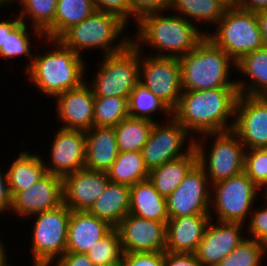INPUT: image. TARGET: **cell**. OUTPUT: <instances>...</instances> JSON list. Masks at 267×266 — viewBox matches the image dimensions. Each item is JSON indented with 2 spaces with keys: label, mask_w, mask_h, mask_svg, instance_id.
I'll list each match as a JSON object with an SVG mask.
<instances>
[{
  "label": "cell",
  "mask_w": 267,
  "mask_h": 266,
  "mask_svg": "<svg viewBox=\"0 0 267 266\" xmlns=\"http://www.w3.org/2000/svg\"><path fill=\"white\" fill-rule=\"evenodd\" d=\"M197 163V152L193 148L187 155L151 169L148 179L160 195L167 198Z\"/></svg>",
  "instance_id": "27"
},
{
  "label": "cell",
  "mask_w": 267,
  "mask_h": 266,
  "mask_svg": "<svg viewBox=\"0 0 267 266\" xmlns=\"http://www.w3.org/2000/svg\"><path fill=\"white\" fill-rule=\"evenodd\" d=\"M19 0H0V7H2V5L5 7V5L8 6V4H12L13 2H17Z\"/></svg>",
  "instance_id": "52"
},
{
  "label": "cell",
  "mask_w": 267,
  "mask_h": 266,
  "mask_svg": "<svg viewBox=\"0 0 267 266\" xmlns=\"http://www.w3.org/2000/svg\"><path fill=\"white\" fill-rule=\"evenodd\" d=\"M228 7L238 6L242 0H222Z\"/></svg>",
  "instance_id": "51"
},
{
  "label": "cell",
  "mask_w": 267,
  "mask_h": 266,
  "mask_svg": "<svg viewBox=\"0 0 267 266\" xmlns=\"http://www.w3.org/2000/svg\"><path fill=\"white\" fill-rule=\"evenodd\" d=\"M98 266H123V262H111V263H105L103 265Z\"/></svg>",
  "instance_id": "53"
},
{
  "label": "cell",
  "mask_w": 267,
  "mask_h": 266,
  "mask_svg": "<svg viewBox=\"0 0 267 266\" xmlns=\"http://www.w3.org/2000/svg\"><path fill=\"white\" fill-rule=\"evenodd\" d=\"M227 7L222 0H170L169 11L175 10L177 15L189 17L186 18L188 21L197 19L214 25L222 18Z\"/></svg>",
  "instance_id": "31"
},
{
  "label": "cell",
  "mask_w": 267,
  "mask_h": 266,
  "mask_svg": "<svg viewBox=\"0 0 267 266\" xmlns=\"http://www.w3.org/2000/svg\"><path fill=\"white\" fill-rule=\"evenodd\" d=\"M262 149L265 151L266 156H267V146L262 147Z\"/></svg>",
  "instance_id": "55"
},
{
  "label": "cell",
  "mask_w": 267,
  "mask_h": 266,
  "mask_svg": "<svg viewBox=\"0 0 267 266\" xmlns=\"http://www.w3.org/2000/svg\"><path fill=\"white\" fill-rule=\"evenodd\" d=\"M107 173L86 168L63 177V204L71 211H88L106 189Z\"/></svg>",
  "instance_id": "19"
},
{
  "label": "cell",
  "mask_w": 267,
  "mask_h": 266,
  "mask_svg": "<svg viewBox=\"0 0 267 266\" xmlns=\"http://www.w3.org/2000/svg\"><path fill=\"white\" fill-rule=\"evenodd\" d=\"M165 119L167 120L163 124L154 122L149 139L141 151L144 164L149 171L187 155L194 148V137L191 133L173 117ZM186 141L189 142L188 148L184 150L182 148Z\"/></svg>",
  "instance_id": "11"
},
{
  "label": "cell",
  "mask_w": 267,
  "mask_h": 266,
  "mask_svg": "<svg viewBox=\"0 0 267 266\" xmlns=\"http://www.w3.org/2000/svg\"><path fill=\"white\" fill-rule=\"evenodd\" d=\"M55 98L57 100L55 113L63 123L61 128L86 131L93 127L95 96L87 81L80 87L67 90Z\"/></svg>",
  "instance_id": "20"
},
{
  "label": "cell",
  "mask_w": 267,
  "mask_h": 266,
  "mask_svg": "<svg viewBox=\"0 0 267 266\" xmlns=\"http://www.w3.org/2000/svg\"><path fill=\"white\" fill-rule=\"evenodd\" d=\"M85 168L107 173L119 154L114 127L93 126L85 131Z\"/></svg>",
  "instance_id": "23"
},
{
  "label": "cell",
  "mask_w": 267,
  "mask_h": 266,
  "mask_svg": "<svg viewBox=\"0 0 267 266\" xmlns=\"http://www.w3.org/2000/svg\"><path fill=\"white\" fill-rule=\"evenodd\" d=\"M182 91L237 87L230 80L236 62L205 37L192 51L179 58Z\"/></svg>",
  "instance_id": "4"
},
{
  "label": "cell",
  "mask_w": 267,
  "mask_h": 266,
  "mask_svg": "<svg viewBox=\"0 0 267 266\" xmlns=\"http://www.w3.org/2000/svg\"><path fill=\"white\" fill-rule=\"evenodd\" d=\"M50 148V166L44 162L47 173L64 177L85 168V131L59 128Z\"/></svg>",
  "instance_id": "17"
},
{
  "label": "cell",
  "mask_w": 267,
  "mask_h": 266,
  "mask_svg": "<svg viewBox=\"0 0 267 266\" xmlns=\"http://www.w3.org/2000/svg\"><path fill=\"white\" fill-rule=\"evenodd\" d=\"M70 215L71 210L62 204L30 216L35 218L31 236L33 266H51L66 252Z\"/></svg>",
  "instance_id": "9"
},
{
  "label": "cell",
  "mask_w": 267,
  "mask_h": 266,
  "mask_svg": "<svg viewBox=\"0 0 267 266\" xmlns=\"http://www.w3.org/2000/svg\"><path fill=\"white\" fill-rule=\"evenodd\" d=\"M115 228L124 253L166 251V222L127 214Z\"/></svg>",
  "instance_id": "15"
},
{
  "label": "cell",
  "mask_w": 267,
  "mask_h": 266,
  "mask_svg": "<svg viewBox=\"0 0 267 266\" xmlns=\"http://www.w3.org/2000/svg\"><path fill=\"white\" fill-rule=\"evenodd\" d=\"M205 137L215 138L209 152L203 145ZM199 138L201 140L194 139L198 164L204 169L211 185L243 173L245 147L232 130L205 133Z\"/></svg>",
  "instance_id": "8"
},
{
  "label": "cell",
  "mask_w": 267,
  "mask_h": 266,
  "mask_svg": "<svg viewBox=\"0 0 267 266\" xmlns=\"http://www.w3.org/2000/svg\"><path fill=\"white\" fill-rule=\"evenodd\" d=\"M54 46L48 52L33 56L31 66L25 71L28 79L46 97H56L67 90L80 87L84 82L85 62L83 57L64 47L57 39H46ZM52 43V44H51Z\"/></svg>",
  "instance_id": "3"
},
{
  "label": "cell",
  "mask_w": 267,
  "mask_h": 266,
  "mask_svg": "<svg viewBox=\"0 0 267 266\" xmlns=\"http://www.w3.org/2000/svg\"><path fill=\"white\" fill-rule=\"evenodd\" d=\"M63 204V178L47 173L27 190L12 198L11 209L21 217H30Z\"/></svg>",
  "instance_id": "18"
},
{
  "label": "cell",
  "mask_w": 267,
  "mask_h": 266,
  "mask_svg": "<svg viewBox=\"0 0 267 266\" xmlns=\"http://www.w3.org/2000/svg\"><path fill=\"white\" fill-rule=\"evenodd\" d=\"M131 8V17L135 22L139 21L143 16L166 12L170 8V0H129Z\"/></svg>",
  "instance_id": "41"
},
{
  "label": "cell",
  "mask_w": 267,
  "mask_h": 266,
  "mask_svg": "<svg viewBox=\"0 0 267 266\" xmlns=\"http://www.w3.org/2000/svg\"><path fill=\"white\" fill-rule=\"evenodd\" d=\"M232 131L245 150L267 146V96L239 94Z\"/></svg>",
  "instance_id": "14"
},
{
  "label": "cell",
  "mask_w": 267,
  "mask_h": 266,
  "mask_svg": "<svg viewBox=\"0 0 267 266\" xmlns=\"http://www.w3.org/2000/svg\"><path fill=\"white\" fill-rule=\"evenodd\" d=\"M140 50L139 83L152 91L172 111L177 107L181 92L179 58L144 57Z\"/></svg>",
  "instance_id": "12"
},
{
  "label": "cell",
  "mask_w": 267,
  "mask_h": 266,
  "mask_svg": "<svg viewBox=\"0 0 267 266\" xmlns=\"http://www.w3.org/2000/svg\"><path fill=\"white\" fill-rule=\"evenodd\" d=\"M129 117L146 119L157 122L151 117L154 113H162L163 116L172 117V110L162 102L152 91L138 83L128 99Z\"/></svg>",
  "instance_id": "33"
},
{
  "label": "cell",
  "mask_w": 267,
  "mask_h": 266,
  "mask_svg": "<svg viewBox=\"0 0 267 266\" xmlns=\"http://www.w3.org/2000/svg\"><path fill=\"white\" fill-rule=\"evenodd\" d=\"M257 14L258 24L261 31L264 47H267V10L260 11Z\"/></svg>",
  "instance_id": "49"
},
{
  "label": "cell",
  "mask_w": 267,
  "mask_h": 266,
  "mask_svg": "<svg viewBox=\"0 0 267 266\" xmlns=\"http://www.w3.org/2000/svg\"><path fill=\"white\" fill-rule=\"evenodd\" d=\"M210 202L211 184L204 169L197 163L166 198L167 214L169 219L188 215H210L213 219Z\"/></svg>",
  "instance_id": "13"
},
{
  "label": "cell",
  "mask_w": 267,
  "mask_h": 266,
  "mask_svg": "<svg viewBox=\"0 0 267 266\" xmlns=\"http://www.w3.org/2000/svg\"><path fill=\"white\" fill-rule=\"evenodd\" d=\"M14 20H0V47L5 42L7 35L21 22L18 15L13 17Z\"/></svg>",
  "instance_id": "48"
},
{
  "label": "cell",
  "mask_w": 267,
  "mask_h": 266,
  "mask_svg": "<svg viewBox=\"0 0 267 266\" xmlns=\"http://www.w3.org/2000/svg\"><path fill=\"white\" fill-rule=\"evenodd\" d=\"M211 189L210 207L214 208L217 221L243 224L261 191L244 172L212 184Z\"/></svg>",
  "instance_id": "10"
},
{
  "label": "cell",
  "mask_w": 267,
  "mask_h": 266,
  "mask_svg": "<svg viewBox=\"0 0 267 266\" xmlns=\"http://www.w3.org/2000/svg\"><path fill=\"white\" fill-rule=\"evenodd\" d=\"M110 182L133 186L137 182L148 179L149 170L146 168L141 152H121L107 172Z\"/></svg>",
  "instance_id": "30"
},
{
  "label": "cell",
  "mask_w": 267,
  "mask_h": 266,
  "mask_svg": "<svg viewBox=\"0 0 267 266\" xmlns=\"http://www.w3.org/2000/svg\"><path fill=\"white\" fill-rule=\"evenodd\" d=\"M213 221L214 219H211L207 224L203 238L194 253L202 266H217L246 239L242 236L243 223L221 222L217 219L216 223Z\"/></svg>",
  "instance_id": "16"
},
{
  "label": "cell",
  "mask_w": 267,
  "mask_h": 266,
  "mask_svg": "<svg viewBox=\"0 0 267 266\" xmlns=\"http://www.w3.org/2000/svg\"><path fill=\"white\" fill-rule=\"evenodd\" d=\"M94 79L87 82L95 97H130L139 83L140 50L130 43L121 52L102 56Z\"/></svg>",
  "instance_id": "7"
},
{
  "label": "cell",
  "mask_w": 267,
  "mask_h": 266,
  "mask_svg": "<svg viewBox=\"0 0 267 266\" xmlns=\"http://www.w3.org/2000/svg\"><path fill=\"white\" fill-rule=\"evenodd\" d=\"M96 11L92 0H58L54 22L43 32L46 39H57L69 27Z\"/></svg>",
  "instance_id": "29"
},
{
  "label": "cell",
  "mask_w": 267,
  "mask_h": 266,
  "mask_svg": "<svg viewBox=\"0 0 267 266\" xmlns=\"http://www.w3.org/2000/svg\"><path fill=\"white\" fill-rule=\"evenodd\" d=\"M237 7L246 11L258 13L267 10V0H242Z\"/></svg>",
  "instance_id": "47"
},
{
  "label": "cell",
  "mask_w": 267,
  "mask_h": 266,
  "mask_svg": "<svg viewBox=\"0 0 267 266\" xmlns=\"http://www.w3.org/2000/svg\"><path fill=\"white\" fill-rule=\"evenodd\" d=\"M6 249L4 244L0 240V266H10L9 261L7 262ZM12 266V265H11Z\"/></svg>",
  "instance_id": "50"
},
{
  "label": "cell",
  "mask_w": 267,
  "mask_h": 266,
  "mask_svg": "<svg viewBox=\"0 0 267 266\" xmlns=\"http://www.w3.org/2000/svg\"><path fill=\"white\" fill-rule=\"evenodd\" d=\"M164 266H202L194 253L164 252Z\"/></svg>",
  "instance_id": "44"
},
{
  "label": "cell",
  "mask_w": 267,
  "mask_h": 266,
  "mask_svg": "<svg viewBox=\"0 0 267 266\" xmlns=\"http://www.w3.org/2000/svg\"><path fill=\"white\" fill-rule=\"evenodd\" d=\"M217 25V30L206 32V37L235 62L264 47L256 13L227 7Z\"/></svg>",
  "instance_id": "6"
},
{
  "label": "cell",
  "mask_w": 267,
  "mask_h": 266,
  "mask_svg": "<svg viewBox=\"0 0 267 266\" xmlns=\"http://www.w3.org/2000/svg\"><path fill=\"white\" fill-rule=\"evenodd\" d=\"M163 13H151L137 21L138 32L131 43L138 49L147 44L158 50L153 56L180 58L206 37V32L194 25L195 22L177 14L164 16Z\"/></svg>",
  "instance_id": "2"
},
{
  "label": "cell",
  "mask_w": 267,
  "mask_h": 266,
  "mask_svg": "<svg viewBox=\"0 0 267 266\" xmlns=\"http://www.w3.org/2000/svg\"><path fill=\"white\" fill-rule=\"evenodd\" d=\"M266 252L265 247L248 237L217 266H260Z\"/></svg>",
  "instance_id": "37"
},
{
  "label": "cell",
  "mask_w": 267,
  "mask_h": 266,
  "mask_svg": "<svg viewBox=\"0 0 267 266\" xmlns=\"http://www.w3.org/2000/svg\"><path fill=\"white\" fill-rule=\"evenodd\" d=\"M265 204V208L252 209L247 230L251 236L250 239L256 240L267 249V203Z\"/></svg>",
  "instance_id": "40"
},
{
  "label": "cell",
  "mask_w": 267,
  "mask_h": 266,
  "mask_svg": "<svg viewBox=\"0 0 267 266\" xmlns=\"http://www.w3.org/2000/svg\"><path fill=\"white\" fill-rule=\"evenodd\" d=\"M127 24L118 16L95 11L78 24L65 30L57 40L66 48L82 56L81 51L99 48L102 55H111L124 50L130 43V37L120 36L125 33ZM121 38L118 41V38ZM123 38V39H122ZM118 43H114V41Z\"/></svg>",
  "instance_id": "5"
},
{
  "label": "cell",
  "mask_w": 267,
  "mask_h": 266,
  "mask_svg": "<svg viewBox=\"0 0 267 266\" xmlns=\"http://www.w3.org/2000/svg\"><path fill=\"white\" fill-rule=\"evenodd\" d=\"M27 22H20L6 37L5 42L2 43L0 47V56L3 59L18 58L22 55L28 56L29 61L27 67L28 69L33 61V54L31 53V40L30 32L28 31Z\"/></svg>",
  "instance_id": "36"
},
{
  "label": "cell",
  "mask_w": 267,
  "mask_h": 266,
  "mask_svg": "<svg viewBox=\"0 0 267 266\" xmlns=\"http://www.w3.org/2000/svg\"><path fill=\"white\" fill-rule=\"evenodd\" d=\"M96 11L110 13L118 16L122 21L129 25L131 19V8L129 0H92Z\"/></svg>",
  "instance_id": "42"
},
{
  "label": "cell",
  "mask_w": 267,
  "mask_h": 266,
  "mask_svg": "<svg viewBox=\"0 0 267 266\" xmlns=\"http://www.w3.org/2000/svg\"><path fill=\"white\" fill-rule=\"evenodd\" d=\"M55 261V266H94L87 254L76 252H65Z\"/></svg>",
  "instance_id": "45"
},
{
  "label": "cell",
  "mask_w": 267,
  "mask_h": 266,
  "mask_svg": "<svg viewBox=\"0 0 267 266\" xmlns=\"http://www.w3.org/2000/svg\"><path fill=\"white\" fill-rule=\"evenodd\" d=\"M238 96L237 87L182 91L172 117L189 133L229 131L233 124L228 122L235 116Z\"/></svg>",
  "instance_id": "1"
},
{
  "label": "cell",
  "mask_w": 267,
  "mask_h": 266,
  "mask_svg": "<svg viewBox=\"0 0 267 266\" xmlns=\"http://www.w3.org/2000/svg\"><path fill=\"white\" fill-rule=\"evenodd\" d=\"M123 266H164V252L124 253Z\"/></svg>",
  "instance_id": "43"
},
{
  "label": "cell",
  "mask_w": 267,
  "mask_h": 266,
  "mask_svg": "<svg viewBox=\"0 0 267 266\" xmlns=\"http://www.w3.org/2000/svg\"><path fill=\"white\" fill-rule=\"evenodd\" d=\"M265 192L264 195L266 197V203H267V182L260 188V190H262Z\"/></svg>",
  "instance_id": "54"
},
{
  "label": "cell",
  "mask_w": 267,
  "mask_h": 266,
  "mask_svg": "<svg viewBox=\"0 0 267 266\" xmlns=\"http://www.w3.org/2000/svg\"><path fill=\"white\" fill-rule=\"evenodd\" d=\"M154 122L127 117L114 126L118 149L121 152H141L149 139Z\"/></svg>",
  "instance_id": "32"
},
{
  "label": "cell",
  "mask_w": 267,
  "mask_h": 266,
  "mask_svg": "<svg viewBox=\"0 0 267 266\" xmlns=\"http://www.w3.org/2000/svg\"><path fill=\"white\" fill-rule=\"evenodd\" d=\"M123 254L120 236L116 228L100 239L87 253L94 266L122 262Z\"/></svg>",
  "instance_id": "38"
},
{
  "label": "cell",
  "mask_w": 267,
  "mask_h": 266,
  "mask_svg": "<svg viewBox=\"0 0 267 266\" xmlns=\"http://www.w3.org/2000/svg\"><path fill=\"white\" fill-rule=\"evenodd\" d=\"M129 214L159 222L169 220L166 198L160 195L149 179L130 186Z\"/></svg>",
  "instance_id": "25"
},
{
  "label": "cell",
  "mask_w": 267,
  "mask_h": 266,
  "mask_svg": "<svg viewBox=\"0 0 267 266\" xmlns=\"http://www.w3.org/2000/svg\"><path fill=\"white\" fill-rule=\"evenodd\" d=\"M236 68L250 78V82L249 80L244 82L243 79L236 80L239 94L267 96V47L244 55L236 62Z\"/></svg>",
  "instance_id": "26"
},
{
  "label": "cell",
  "mask_w": 267,
  "mask_h": 266,
  "mask_svg": "<svg viewBox=\"0 0 267 266\" xmlns=\"http://www.w3.org/2000/svg\"><path fill=\"white\" fill-rule=\"evenodd\" d=\"M127 117L128 98L95 97L93 126L114 127Z\"/></svg>",
  "instance_id": "35"
},
{
  "label": "cell",
  "mask_w": 267,
  "mask_h": 266,
  "mask_svg": "<svg viewBox=\"0 0 267 266\" xmlns=\"http://www.w3.org/2000/svg\"><path fill=\"white\" fill-rule=\"evenodd\" d=\"M243 172L259 188L267 182V156L262 148L245 150Z\"/></svg>",
  "instance_id": "39"
},
{
  "label": "cell",
  "mask_w": 267,
  "mask_h": 266,
  "mask_svg": "<svg viewBox=\"0 0 267 266\" xmlns=\"http://www.w3.org/2000/svg\"><path fill=\"white\" fill-rule=\"evenodd\" d=\"M47 174L44 159L40 155L21 151L7 170L8 187L11 198L18 192L27 190Z\"/></svg>",
  "instance_id": "28"
},
{
  "label": "cell",
  "mask_w": 267,
  "mask_h": 266,
  "mask_svg": "<svg viewBox=\"0 0 267 266\" xmlns=\"http://www.w3.org/2000/svg\"><path fill=\"white\" fill-rule=\"evenodd\" d=\"M58 0H19L21 10L18 16L22 23L25 19L32 22L36 37L44 38L43 32L54 22ZM26 16V17H25Z\"/></svg>",
  "instance_id": "34"
},
{
  "label": "cell",
  "mask_w": 267,
  "mask_h": 266,
  "mask_svg": "<svg viewBox=\"0 0 267 266\" xmlns=\"http://www.w3.org/2000/svg\"><path fill=\"white\" fill-rule=\"evenodd\" d=\"M114 227L88 211H71L66 252L87 254Z\"/></svg>",
  "instance_id": "21"
},
{
  "label": "cell",
  "mask_w": 267,
  "mask_h": 266,
  "mask_svg": "<svg viewBox=\"0 0 267 266\" xmlns=\"http://www.w3.org/2000/svg\"><path fill=\"white\" fill-rule=\"evenodd\" d=\"M210 220V215L170 218L166 222V251L195 253Z\"/></svg>",
  "instance_id": "22"
},
{
  "label": "cell",
  "mask_w": 267,
  "mask_h": 266,
  "mask_svg": "<svg viewBox=\"0 0 267 266\" xmlns=\"http://www.w3.org/2000/svg\"><path fill=\"white\" fill-rule=\"evenodd\" d=\"M130 186L109 182L88 212L116 227L129 214Z\"/></svg>",
  "instance_id": "24"
},
{
  "label": "cell",
  "mask_w": 267,
  "mask_h": 266,
  "mask_svg": "<svg viewBox=\"0 0 267 266\" xmlns=\"http://www.w3.org/2000/svg\"><path fill=\"white\" fill-rule=\"evenodd\" d=\"M11 206L12 198L9 193L7 171L3 173L0 169V214L10 211Z\"/></svg>",
  "instance_id": "46"
}]
</instances>
